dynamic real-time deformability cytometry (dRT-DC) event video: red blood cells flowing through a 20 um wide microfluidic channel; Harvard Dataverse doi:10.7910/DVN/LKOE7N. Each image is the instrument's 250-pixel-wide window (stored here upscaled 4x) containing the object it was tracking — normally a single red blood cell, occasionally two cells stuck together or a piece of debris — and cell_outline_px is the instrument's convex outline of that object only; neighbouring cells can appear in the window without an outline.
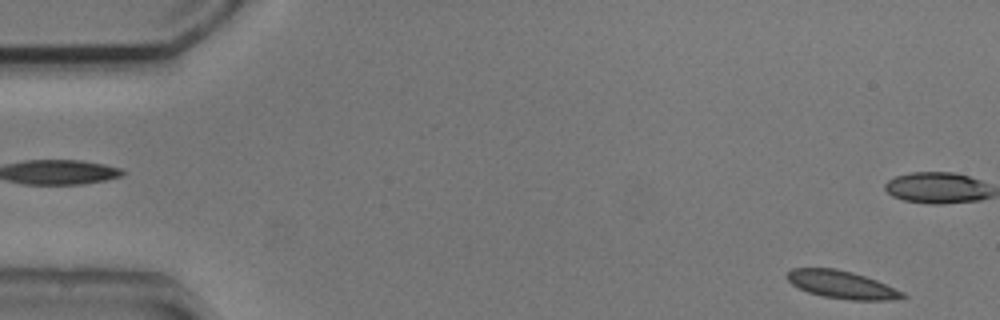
{"species": "common noctule bat (a hibernating species)", "species_latin": "Nyctalus noctula", "temperature_condition": "cold", "stored_images_in_passage": 52, "camera_frame_rate_fps": 3000, "um_per_image_px": 0.085, "animal": {"sex": "male", "body_mass_g": 20.5, "forearm_length_mm": 52.5}, "frame": {"image": 1, "passage_image": 1, "time_ms": 0.0, "image_size_px": [1000, 320], "cell_outline_px": [[908, 296], [892, 300], [852, 300], [820, 296], [808, 292], [792, 284], [784, 276], [792, 268], [836, 268], [852, 272], [876, 280], [904, 292]], "centroid_in_image_um": [71.54, 24.19], "position_along_channel_um": 13.5, "area_um2": 18.67}}
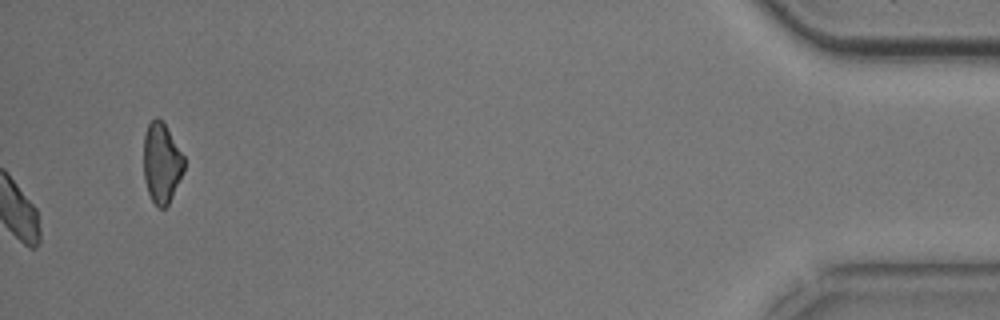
{"frame": {"image": 2, "passage_image": 52, "time_ms": 17.0, "image_size_px": [1000, 320], "cell_outline_px": [[184, 172], [168, 204], [164, 208], [156, 208], [148, 192], [144, 180], [144, 136], [148, 124], [156, 116], [164, 124], [184, 156]], "centroid_in_image_um": [13.73, 13.89], "position_along_channel_um": 421.5, "area_um2": 18.79}, "authors_computed_cell_mechanics": {"area_um2": 18.6983, "velocity_mm_per_s": 3.7569, "shape_relaxation_time_tau1_ms": 1.7852, "shape_relaxation_time_tau2_ms": null, "deformation_change_tau1": 0.0739, "deformation_change_tau2": null}}